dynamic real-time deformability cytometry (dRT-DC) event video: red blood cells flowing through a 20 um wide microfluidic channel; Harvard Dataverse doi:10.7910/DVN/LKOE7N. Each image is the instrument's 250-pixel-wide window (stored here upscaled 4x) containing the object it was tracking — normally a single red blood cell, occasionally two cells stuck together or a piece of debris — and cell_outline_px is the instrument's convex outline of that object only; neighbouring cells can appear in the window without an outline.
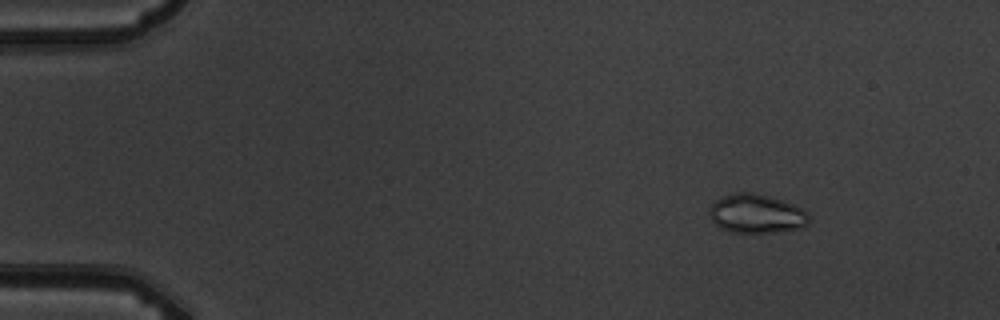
{"species": "common noctule bat (a hibernating species)", "species_latin": "Nyctalus noctula", "temperature_condition": "warm", "stored_images_in_passage": 5, "camera_frame_rate_fps": 3000, "um_per_image_px": 0.085, "animal": {"sex": "male", "body_mass_g": 19.5, "forearm_length_mm": 54.6}, "frame": {"image": 1, "passage_image": 2, "time_ms": 1.0, "image_size_px": [1000, 320], "cell_outline_px": [[808, 224], [804, 228], [772, 232], [732, 232], [720, 228], [712, 220], [708, 212], [708, 208], [716, 200], [724, 196], [736, 192], [752, 192], [784, 200], [808, 212]], "centroid_in_image_um": [64.29, 18.16], "position_along_channel_um": 20.7, "area_um2": 22.6}}